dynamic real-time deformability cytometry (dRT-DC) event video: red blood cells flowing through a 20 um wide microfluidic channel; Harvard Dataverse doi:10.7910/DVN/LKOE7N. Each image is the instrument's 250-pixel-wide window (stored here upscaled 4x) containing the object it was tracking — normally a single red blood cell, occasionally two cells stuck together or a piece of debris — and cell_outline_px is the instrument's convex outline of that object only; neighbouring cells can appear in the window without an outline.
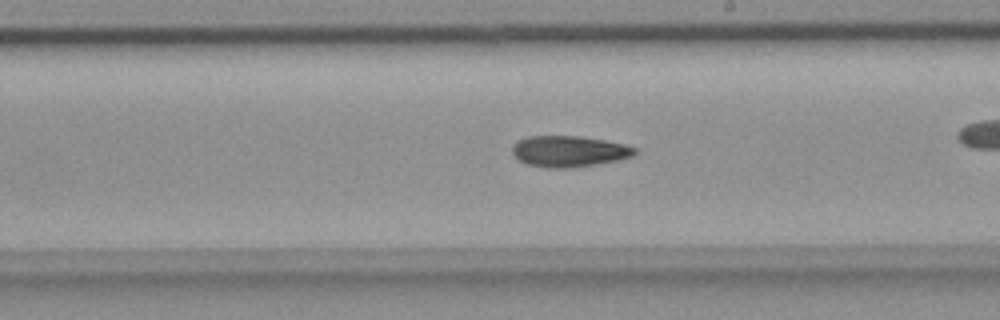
{"species": "common noctule bat (a hibernating species)", "species_latin": "Nyctalus noctula", "temperature_condition": "room temperature", "stored_images_in_passage": 56, "camera_frame_rate_fps": 3000, "um_per_image_px": 0.085, "animal": {"sex": "female", "body_mass_g": 18.4}, "frame": {"image": 1, "passage_image": 32, "time_ms": 10.333, "image_size_px": [1000, 320], "cell_outline_px": [[636, 152], [632, 156], [616, 160], [568, 168], [548, 168], [528, 164], [520, 160], [512, 152], [512, 144], [516, 140], [528, 136], [580, 136], [604, 140], [624, 144], [636, 148]], "centroid_in_image_um": [48.32, 12.84], "position_along_channel_um": 240.7, "area_um2": 21.96}}